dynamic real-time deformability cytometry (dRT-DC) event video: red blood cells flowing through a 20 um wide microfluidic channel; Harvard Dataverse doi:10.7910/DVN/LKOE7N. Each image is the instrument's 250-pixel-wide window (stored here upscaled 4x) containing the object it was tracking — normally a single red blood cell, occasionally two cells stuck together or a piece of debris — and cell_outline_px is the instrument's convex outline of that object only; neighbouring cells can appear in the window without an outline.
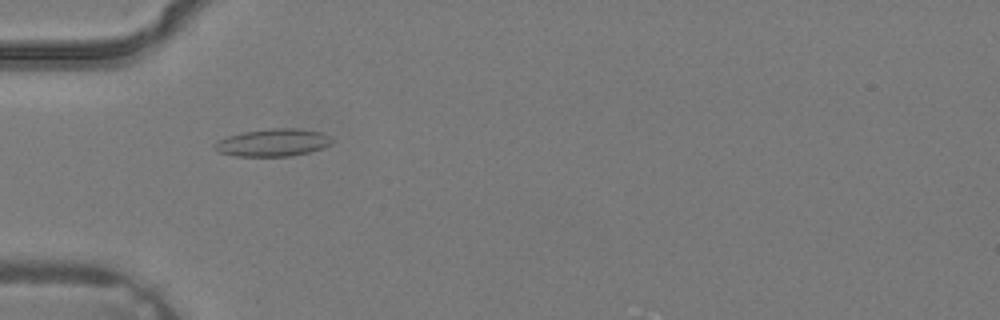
{"species": "common noctule bat (a hibernating species)", "species_latin": "Nyctalus noctula", "temperature_condition": "warm", "stored_images_in_passage": 2, "camera_frame_rate_fps": 3000, "um_per_image_px": 0.085, "animal": {"sex": "male", "body_mass_g": 19.2, "forearm_length_mm": 51.8}, "frame": {"image": 1, "passage_image": 1, "time_ms": 0.0, "image_size_px": [1000, 320], "cell_outline_px": [[332, 144], [308, 152], [292, 156], [236, 156], [220, 152], [212, 148], [212, 144], [228, 136], [244, 132], [268, 128], [300, 128], [320, 132], [328, 136], [332, 140]], "centroid_in_image_um": [23.18, 12.11], "position_along_channel_um": 61.8, "area_um2": 18.73}}
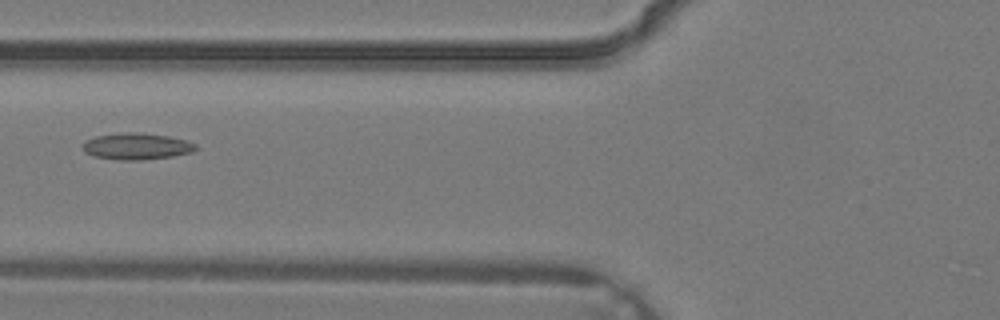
{"frame": {"image": 2, "passage_image": 2, "time_ms": 0.333, "image_size_px": [1000, 320], "cell_outline_px": [[196, 148], [192, 152], [172, 156], [144, 160], [120, 160], [96, 156], [84, 152], [84, 144], [88, 140], [96, 136], [128, 132], [132, 132], [168, 136], [188, 140], [196, 144]], "centroid_in_image_um": [11.66, 12.44], "position_along_channel_um": 114.1, "area_um2": 17.17}}